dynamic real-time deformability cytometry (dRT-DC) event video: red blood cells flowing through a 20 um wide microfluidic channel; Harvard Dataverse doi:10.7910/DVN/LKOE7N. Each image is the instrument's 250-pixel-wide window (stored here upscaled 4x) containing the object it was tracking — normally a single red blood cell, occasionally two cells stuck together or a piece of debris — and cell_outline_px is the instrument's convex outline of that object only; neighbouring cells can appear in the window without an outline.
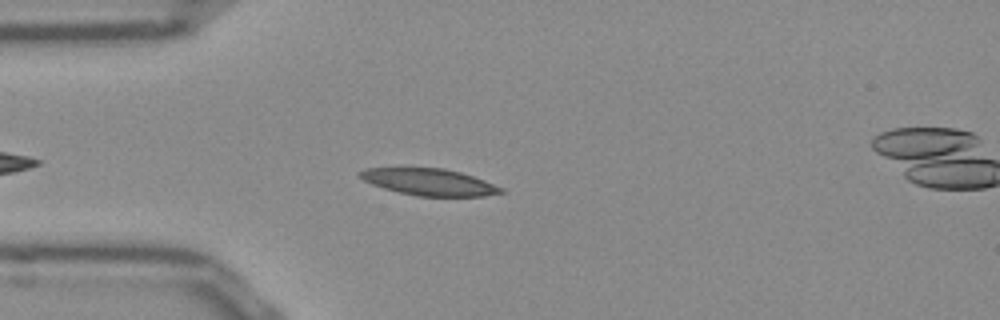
{"species": "Egyptian fruit bat (a non-hibernating species)", "species_latin": "Rousettus aegyptiacus", "temperature_condition": "room temperature", "stored_images_in_passage": 46, "camera_frame_rate_fps": 3000, "um_per_image_px": 0.085, "frame": {"image": 1, "passage_image": 6, "time_ms": 1.667, "image_size_px": [1000, 320], "cell_outline_px": [[504, 192], [484, 196], [416, 196], [384, 188], [372, 184], [364, 180], [356, 172], [364, 168], [444, 168], [460, 172], [484, 180], [504, 188]], "centroid_in_image_um": [36.48, 15.47], "position_along_channel_um": 48.5, "area_um2": 21.85}}
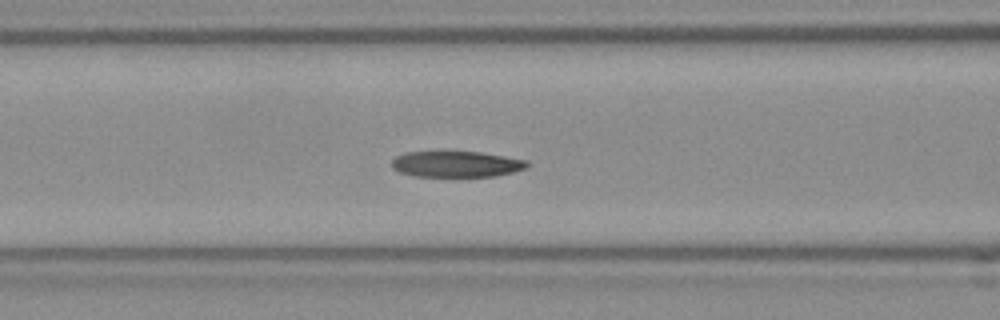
{"frame": {"image": 2, "passage_image": 13, "time_ms": 4.0, "image_size_px": [1000, 320], "cell_outline_px": [[532, 164], [528, 168], [496, 176], [416, 176], [400, 172], [392, 168], [392, 160], [396, 156], [404, 152], [480, 152], [528, 160]], "centroid_in_image_um": [38.84, 13.95], "position_along_channel_um": 127.8, "area_um2": 20.52}}
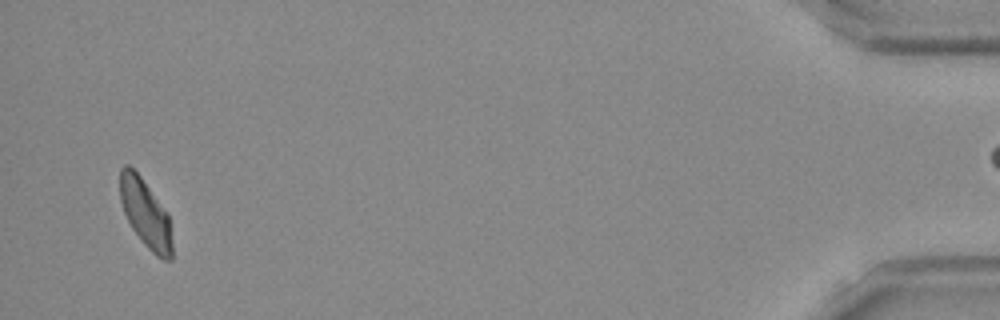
{"frame": {"image": 3, "passage_image": 43, "time_ms": 14.0, "image_size_px": [1000, 320], "cell_outline_px": [[172, 260], [164, 260], [156, 256], [144, 244], [132, 228], [124, 212], [120, 200], [120, 168], [124, 164], [128, 164], [140, 176], [168, 212], [172, 244]], "centroid_in_image_um": [12.37, 18.15], "position_along_channel_um": 422.8, "area_um2": 20.63}, "authors_computed_cell_mechanics": {"area_um2": 21.675, "velocity_mm_per_s": 3.825, "shape_relaxation_time_tau1_ms": 10.8842, "shape_relaxation_time_tau2_ms": 5.4879, "deformation_change_tau1": 0.2206, "deformation_change_tau2": 0.1254}}